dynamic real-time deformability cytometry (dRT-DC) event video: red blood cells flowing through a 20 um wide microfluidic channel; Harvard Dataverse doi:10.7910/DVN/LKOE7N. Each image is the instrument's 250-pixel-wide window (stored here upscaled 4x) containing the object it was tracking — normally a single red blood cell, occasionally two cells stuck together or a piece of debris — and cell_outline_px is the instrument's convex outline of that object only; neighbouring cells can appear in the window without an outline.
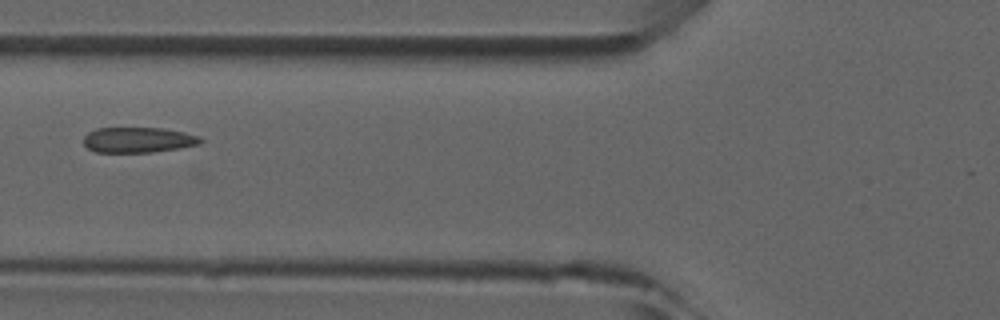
{"species": "common noctule bat (a hibernating species)", "species_latin": "Nyctalus noctula", "temperature_condition": "room temperature", "stored_images_in_passage": 7, "camera_frame_rate_fps": 3000, "um_per_image_px": 0.085, "animal": {"sex": "male", "forearm_length_mm": 52.5}, "frame": {"image": 1, "passage_image": 7, "time_ms": 7.0, "image_size_px": [1000, 320], "cell_outline_px": [[204, 140], [200, 144], [180, 148], [152, 152], [96, 152], [88, 148], [84, 144], [84, 136], [88, 132], [96, 128], [164, 128], [184, 132], [200, 136]], "centroid_in_image_um": [11.77, 11.89], "position_along_channel_um": 114.0, "area_um2": 17.4}}